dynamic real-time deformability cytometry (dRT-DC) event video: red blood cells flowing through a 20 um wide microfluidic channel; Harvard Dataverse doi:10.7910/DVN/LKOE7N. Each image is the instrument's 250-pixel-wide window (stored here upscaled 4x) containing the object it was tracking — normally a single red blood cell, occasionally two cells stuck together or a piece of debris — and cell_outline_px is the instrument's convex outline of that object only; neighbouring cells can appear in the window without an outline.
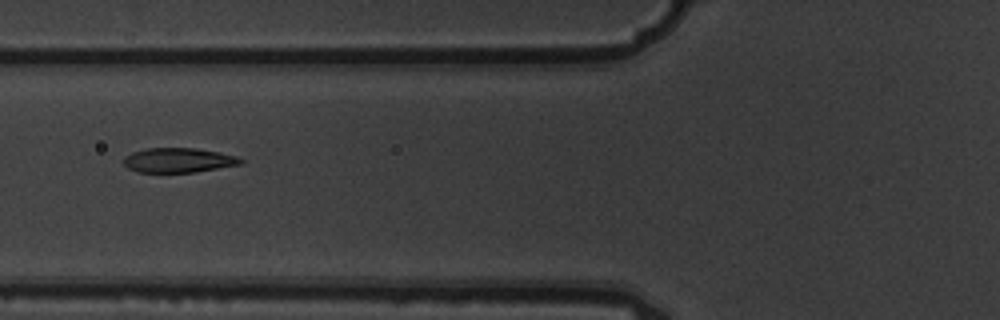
{"species": "common noctule bat (a hibernating species)", "species_latin": "Nyctalus noctula", "temperature_condition": "warm", "stored_images_in_passage": 7, "camera_frame_rate_fps": 3000, "um_per_image_px": 0.085, "animal": {"sex": "male", "body_mass_g": 19.5, "forearm_length_mm": 54.6}, "frame": {"image": 1, "passage_image": 2, "time_ms": 0.333, "image_size_px": [1000, 320], "cell_outline_px": [[244, 164], [196, 172], [136, 172], [128, 168], [124, 164], [124, 156], [132, 152], [148, 148], [196, 148], [220, 152], [236, 156], [244, 160]], "centroid_in_image_um": [15.2, 13.62], "position_along_channel_um": 110.6, "area_um2": 16.94}}
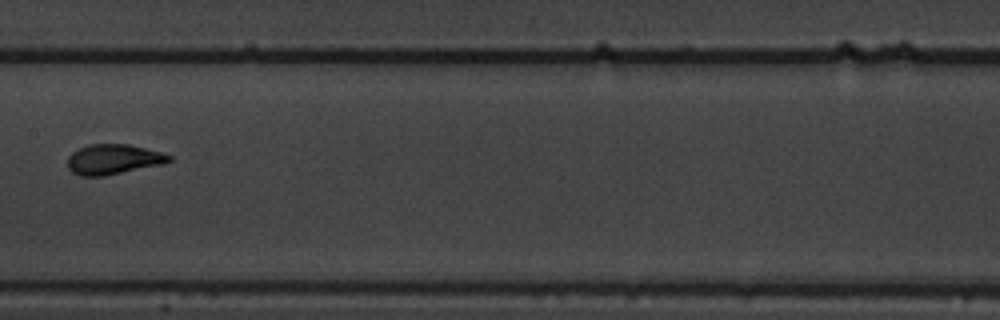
{"frame": {"image": 2, "passage_image": 4, "time_ms": 1.0, "image_size_px": [1000, 320], "cell_outline_px": [[172, 160], [164, 164], [104, 176], [80, 176], [72, 172], [68, 168], [68, 156], [72, 152], [88, 144], [128, 144], [160, 152], [172, 156]], "centroid_in_image_um": [9.62, 13.55], "position_along_channel_um": 197.8, "area_um2": 17.8}}
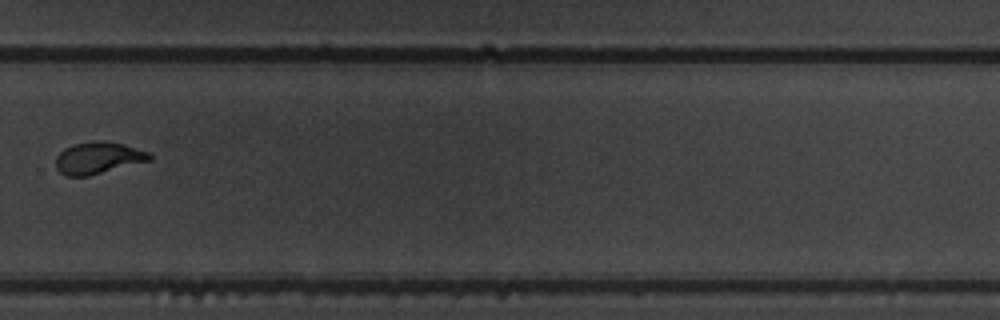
{"frame": {"image": 3, "passage_image": 7, "time_ms": 2.0, "image_size_px": [1000, 320], "cell_outline_px": [[152, 160], [88, 176], [64, 176], [56, 168], [56, 156], [64, 148], [72, 144], [100, 140], [104, 140], [124, 144], [148, 152], [152, 156]], "centroid_in_image_um": [8.33, 13.42], "position_along_channel_um": 321.5, "area_um2": 17.51}}